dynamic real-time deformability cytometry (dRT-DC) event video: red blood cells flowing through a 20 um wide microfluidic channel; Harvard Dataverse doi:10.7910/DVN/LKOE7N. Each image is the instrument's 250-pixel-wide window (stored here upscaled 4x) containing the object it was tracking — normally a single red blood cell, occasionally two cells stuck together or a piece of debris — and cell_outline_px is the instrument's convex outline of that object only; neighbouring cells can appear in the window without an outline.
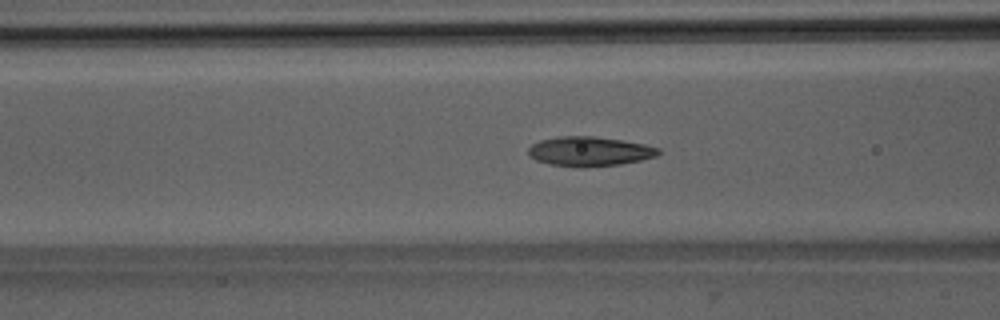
{"species": "Egyptian fruit bat (a non-hibernating species)", "species_latin": "Rousettus aegyptiacus", "temperature_condition": "room temperature", "stored_images_in_passage": 52, "camera_frame_rate_fps": 3000, "um_per_image_px": 0.085, "animal": {"sex": "male"}, "frame": {"image": 1, "passage_image": 21, "time_ms": 6.667, "image_size_px": [1000, 320], "cell_outline_px": [[660, 152], [656, 156], [640, 160], [620, 164], [584, 168], [580, 168], [548, 164], [536, 160], [528, 156], [528, 148], [532, 144], [540, 140], [560, 136], [592, 136], [620, 140], [644, 144], [660, 148]], "centroid_in_image_um": [50.07, 12.88], "position_along_channel_um": 116.5, "area_um2": 22.48}}
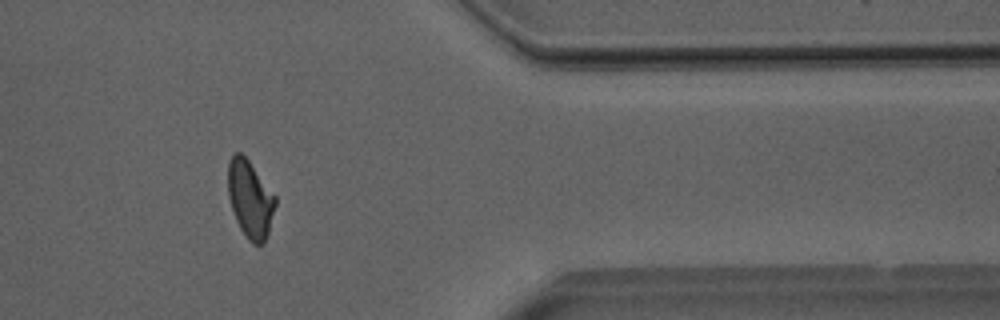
{"frame": {"image": 2, "passage_image": 43, "time_ms": 14.0, "image_size_px": [1000, 320], "cell_outline_px": [[276, 204], [268, 232], [264, 244], [252, 244], [248, 240], [240, 228], [236, 220], [228, 196], [228, 160], [236, 152], [240, 152], [248, 160], [276, 196]], "centroid_in_image_um": [21.26, 16.93], "position_along_channel_um": 390.1, "area_um2": 21.21}}
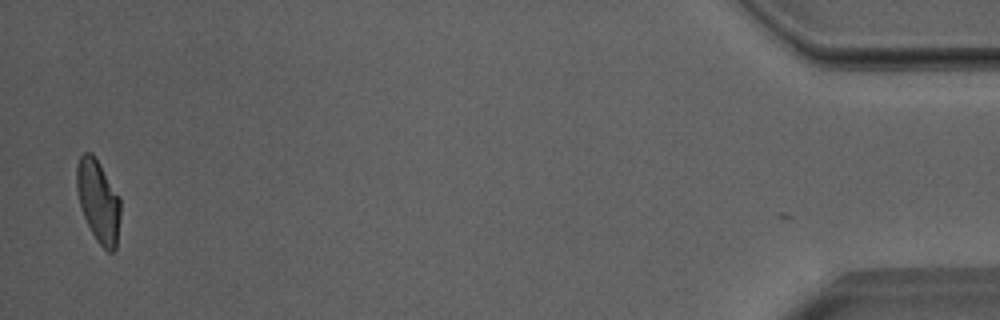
{"frame": {"image": 3, "passage_image": 51, "time_ms": 16.667, "image_size_px": [1000, 320], "cell_outline_px": [[120, 216], [116, 248], [112, 252], [108, 252], [96, 240], [80, 208], [76, 188], [76, 168], [80, 156], [84, 152], [92, 152], [100, 164], [120, 196]], "centroid_in_image_um": [8.35, 17.07], "position_along_channel_um": 426.8, "area_um2": 21.1}, "authors_computed_cell_mechanics": {"area_um2": 21.7328, "velocity_mm_per_s": 4.0024, "shape_relaxation_time_tau1_ms": 6.9375, "shape_relaxation_time_tau2_ms": 1.8966, "deformation_change_tau1": 0.2052, "deformation_change_tau2": 0.0866}}